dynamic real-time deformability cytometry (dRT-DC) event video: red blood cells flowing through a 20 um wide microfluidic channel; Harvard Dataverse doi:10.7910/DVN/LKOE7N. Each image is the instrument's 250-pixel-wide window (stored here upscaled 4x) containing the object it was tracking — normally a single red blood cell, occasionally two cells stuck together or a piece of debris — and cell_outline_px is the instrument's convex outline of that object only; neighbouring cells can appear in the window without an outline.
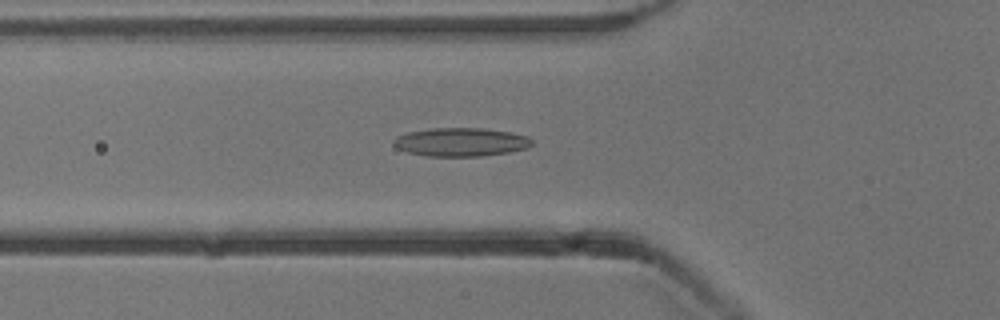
{"species": "common noctule bat (a hibernating species)", "species_latin": "Nyctalus noctula", "temperature_condition": "cold", "stored_images_in_passage": 54, "camera_frame_rate_fps": 3000, "um_per_image_px": 0.085, "animal": {"sex": "male", "body_mass_g": 13.3}, "frame": {"image": 1, "passage_image": 19, "time_ms": 6.0, "image_size_px": [1000, 320], "cell_outline_px": [[532, 144], [528, 148], [508, 152], [484, 156], [428, 156], [408, 152], [396, 148], [392, 144], [392, 140], [396, 136], [408, 132], [432, 128], [484, 128], [512, 132], [528, 136], [532, 140]], "centroid_in_image_um": [39.17, 12.07], "position_along_channel_um": 86.6, "area_um2": 23.18}}
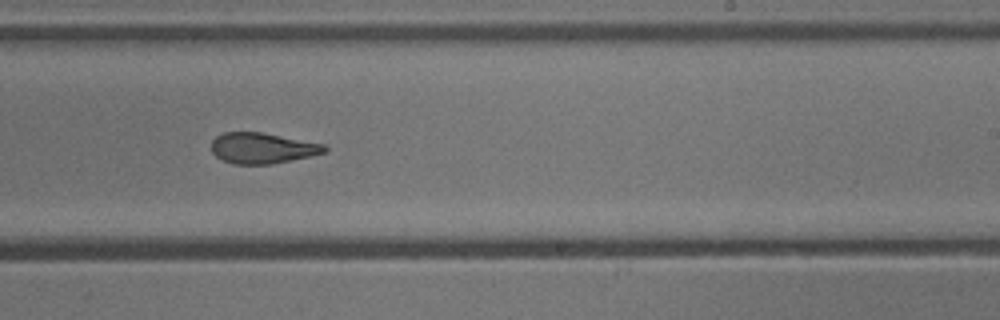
{"frame": {"image": 2, "passage_image": 33, "time_ms": 10.667, "image_size_px": [1000, 320], "cell_outline_px": [[328, 152], [272, 164], [236, 164], [224, 160], [216, 156], [212, 152], [212, 140], [216, 136], [224, 132], [260, 132], [324, 144], [328, 148]], "centroid_in_image_um": [22.31, 12.59], "position_along_channel_um": 266.7, "area_um2": 20.11}}
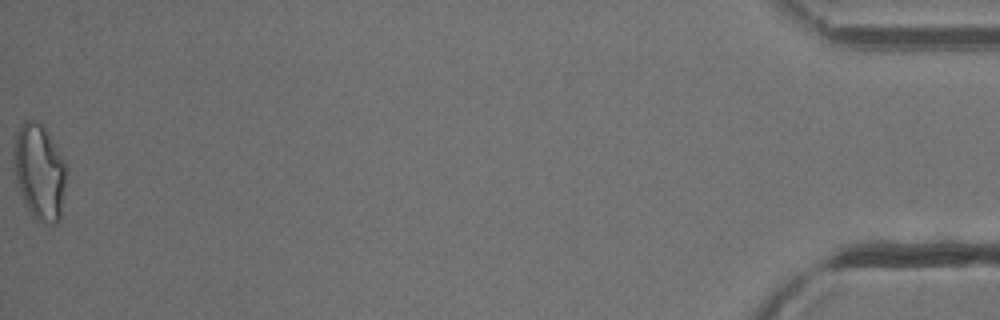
{"frame": {"image": 3, "passage_image": 54, "time_ms": 17.667, "image_size_px": [1000, 320], "cell_outline_px": [[68, 168], [60, 220], [56, 224], [48, 224], [36, 220], [32, 216], [20, 192], [16, 180], [12, 156], [12, 152], [16, 132], [20, 124], [24, 120], [32, 120], [40, 124], [44, 128], [64, 160]], "centroid_in_image_um": [3.35, 14.62], "position_along_channel_um": 431.8, "area_um2": 29.54}, "authors_computed_cell_mechanics": {"area_um2": 21.8195, "velocity_mm_per_s": 3.8402, "shape_relaxation_time_tau1_ms": null, "shape_relaxation_time_tau2_ms": 3.2858, "deformation_change_tau1": null, "deformation_change_tau2": 0.1229}}